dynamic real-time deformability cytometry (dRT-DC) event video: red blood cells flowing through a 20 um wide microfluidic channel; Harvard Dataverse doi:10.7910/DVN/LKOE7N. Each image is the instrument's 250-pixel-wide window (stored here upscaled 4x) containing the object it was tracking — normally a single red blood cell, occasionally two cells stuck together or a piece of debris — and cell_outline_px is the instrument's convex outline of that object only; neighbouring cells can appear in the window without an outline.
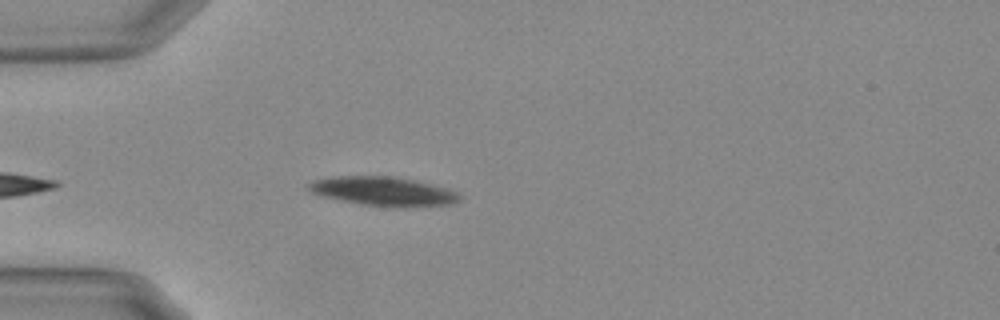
{"species": "Egyptian fruit bat (a non-hibernating species)", "species_latin": "Rousettus aegyptiacus", "temperature_condition": "warm", "stored_images_in_passage": 40, "camera_frame_rate_fps": 3000, "um_per_image_px": 0.085, "animal": {"sex": "female"}, "frame": {"image": 1, "passage_image": 3, "time_ms": 0.667, "image_size_px": [1000, 320], "cell_outline_px": [[460, 200], [448, 204], [364, 204], [324, 196], [312, 192], [308, 188], [308, 184], [312, 180], [332, 176], [392, 176], [412, 180], [448, 188], [456, 192], [460, 196]], "centroid_in_image_um": [32.49, 16.19], "position_along_channel_um": 52.5, "area_um2": 23.99}}
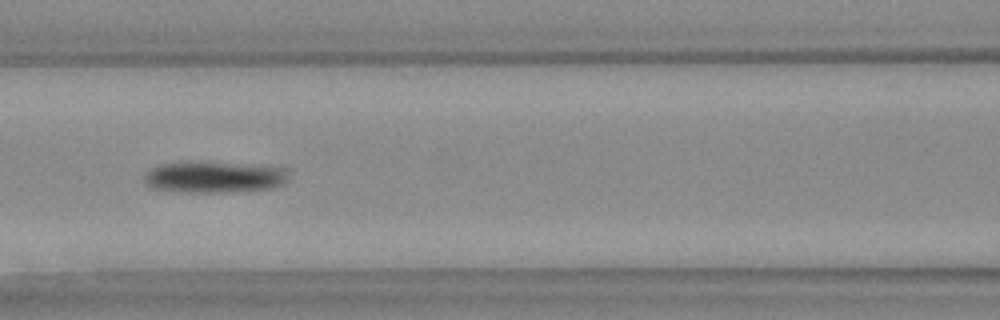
{"frame": {"image": 2, "passage_image": 12, "time_ms": 3.667, "image_size_px": [1000, 320], "cell_outline_px": [[288, 168], [284, 180], [280, 184], [268, 188], [228, 192], [196, 192], [152, 188], [144, 180], [144, 176], [152, 168], [160, 164], [188, 160], [208, 160], [260, 164]], "centroid_in_image_um": [18.2, 14.98], "position_along_channel_um": 148.4, "area_um2": 26.88}}
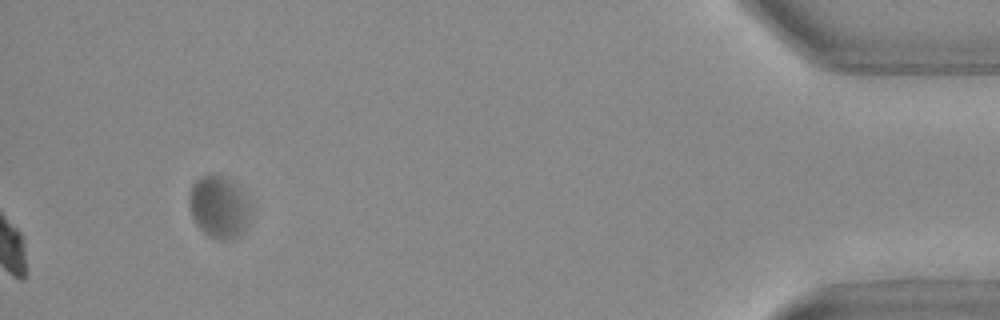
{"frame": {"image": 3, "passage_image": 40, "time_ms": 13.0, "image_size_px": [1000, 320], "cell_outline_px": [[252, 208], [244, 228], [240, 236], [232, 240], [216, 240], [208, 236], [196, 224], [192, 216], [188, 196], [192, 184], [200, 176], [224, 176], [232, 180], [244, 192], [252, 204]], "centroid_in_image_um": [18.64, 17.61], "position_along_channel_um": 416.6, "area_um2": 22.54}, "authors_computed_cell_mechanics": {"area_um2": 24.854, "velocity_mm_per_s": 3.5921, "shape_relaxation_time_tau1_ms": 6.9886, "shape_relaxation_time_tau2_ms": null, "deformation_change_tau1": 0.1104, "deformation_change_tau2": null}}